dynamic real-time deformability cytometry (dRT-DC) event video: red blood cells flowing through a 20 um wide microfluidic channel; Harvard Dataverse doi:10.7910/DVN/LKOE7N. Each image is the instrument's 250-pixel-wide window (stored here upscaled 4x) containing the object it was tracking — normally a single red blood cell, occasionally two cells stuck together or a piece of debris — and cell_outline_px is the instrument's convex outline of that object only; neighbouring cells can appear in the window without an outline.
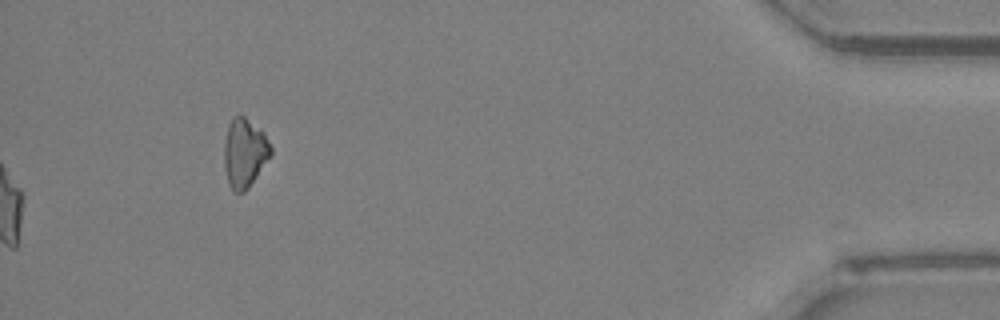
{"species": "Egyptian fruit bat (a non-hibernating species)", "species_latin": "Rousettus aegyptiacus", "temperature_condition": "room temperature", "stored_images_in_passage": 51, "camera_frame_rate_fps": 3000, "um_per_image_px": 0.085, "animal": {"sex": "female"}, "frame": {"image": 1, "passage_image": 51, "time_ms": 16.667, "image_size_px": [1000, 320], "cell_outline_px": [[272, 152], [244, 192], [232, 192], [228, 184], [224, 168], [224, 144], [228, 124], [232, 116], [244, 116], [260, 128], [264, 132], [272, 148]], "centroid_in_image_um": [20.75, 12.97], "position_along_channel_um": 414.4, "area_um2": 18.61}, "authors_computed_cell_mechanics": {"area_um2": 21.097, "velocity_mm_per_s": 4.0317, "shape_relaxation_time_tau1_ms": 5.9893, "shape_relaxation_time_tau2_ms": 2.1217, "deformation_change_tau1": 0.201, "deformation_change_tau2": 0.1042}}